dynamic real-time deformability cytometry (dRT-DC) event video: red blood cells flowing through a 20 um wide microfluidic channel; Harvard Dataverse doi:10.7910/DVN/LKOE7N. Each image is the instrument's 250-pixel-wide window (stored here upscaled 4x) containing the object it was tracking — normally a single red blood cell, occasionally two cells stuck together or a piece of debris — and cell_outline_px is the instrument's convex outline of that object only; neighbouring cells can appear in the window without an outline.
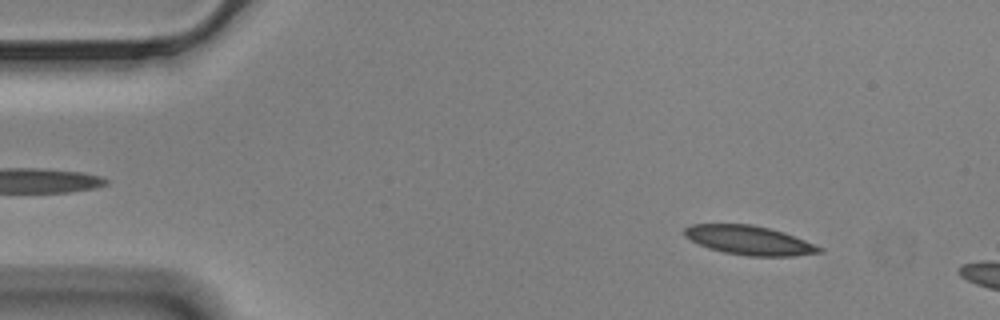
{"species": "Egyptian fruit bat (a non-hibernating species)", "species_latin": "Rousettus aegyptiacus", "temperature_condition": "cold", "stored_images_in_passage": 54, "camera_frame_rate_fps": 3000, "um_per_image_px": 0.085, "animal": {"sex": "male"}, "frame": {"image": 1, "passage_image": 6, "time_ms": 1.667, "image_size_px": [1000, 320], "cell_outline_px": [[824, 252], [792, 256], [748, 256], [724, 252], [708, 248], [684, 236], [684, 228], [692, 224], [752, 224], [784, 232], [824, 248]], "centroid_in_image_um": [63.7, 20.42], "position_along_channel_um": 21.3, "area_um2": 22.77}}
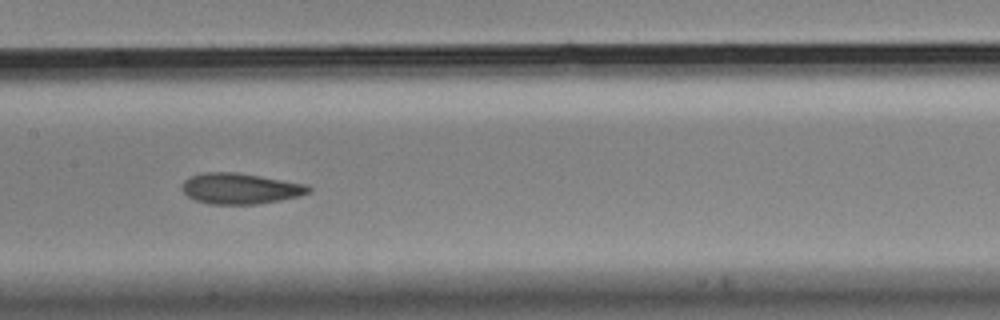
{"frame": {"image": 2, "passage_image": 27, "time_ms": 8.667, "image_size_px": [1000, 320], "cell_outline_px": [[312, 192], [300, 196], [280, 200], [256, 204], [208, 204], [196, 200], [188, 196], [180, 188], [184, 180], [188, 176], [200, 172], [236, 172], [308, 184], [312, 188]], "centroid_in_image_um": [20.42, 16.02], "position_along_channel_um": 187.0, "area_um2": 23.0}}
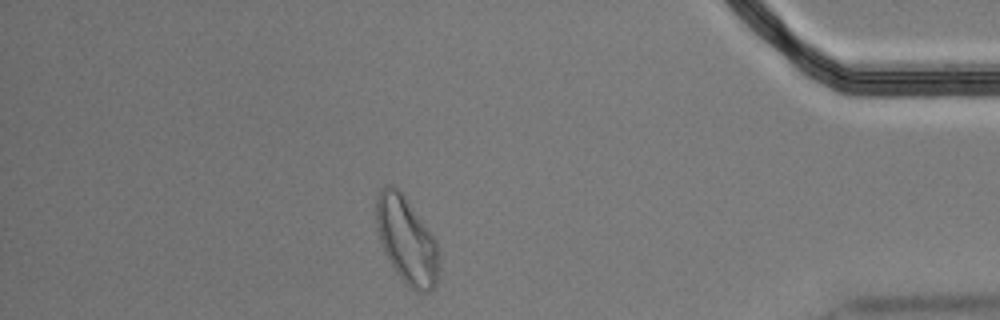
{"frame": {"image": 3, "passage_image": 49, "time_ms": 16.0, "image_size_px": [1000, 320], "cell_outline_px": [[436, 288], [432, 292], [412, 292], [396, 272], [388, 260], [380, 244], [376, 224], [376, 200], [380, 188], [388, 184], [392, 184], [404, 196], [436, 240]], "centroid_in_image_um": [34.51, 20.45], "position_along_channel_um": 400.7, "area_um2": 31.33}}